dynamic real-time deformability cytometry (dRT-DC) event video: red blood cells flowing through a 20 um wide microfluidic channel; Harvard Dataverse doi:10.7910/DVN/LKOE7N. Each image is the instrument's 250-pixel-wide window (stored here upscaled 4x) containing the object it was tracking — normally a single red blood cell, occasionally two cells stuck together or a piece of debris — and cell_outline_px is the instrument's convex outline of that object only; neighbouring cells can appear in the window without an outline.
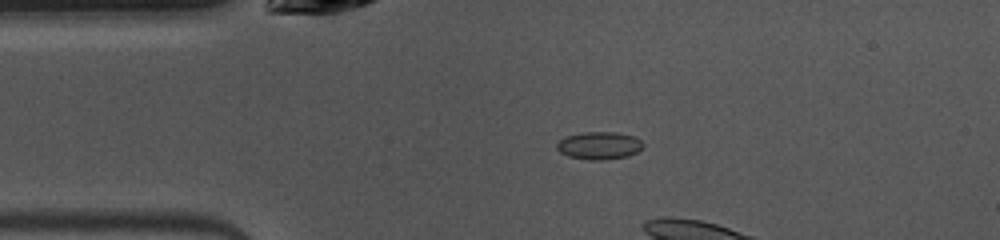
{"species": "common noctule bat (a hibernating species)", "species_latin": "Nyctalus noctula", "temperature_condition": "warm", "stored_images_in_passage": 12, "camera_frame_rate_fps": 3000, "um_per_image_px": 0.085, "animal": {"sex": "female", "body_mass_g": 10.0, "forearm_length_mm": 53.1}, "frame": {"image": 1, "passage_image": 9, "time_ms": 2.667, "image_size_px": [1000, 240], "cell_outline_px": [[644, 148], [628, 156], [604, 160], [588, 160], [568, 156], [560, 152], [556, 148], [556, 144], [560, 140], [568, 136], [584, 132], [616, 132], [636, 136], [644, 144]], "centroid_in_image_um": [50.97, 12.37], "position_along_channel_um": 34.0, "area_um2": 13.99}}